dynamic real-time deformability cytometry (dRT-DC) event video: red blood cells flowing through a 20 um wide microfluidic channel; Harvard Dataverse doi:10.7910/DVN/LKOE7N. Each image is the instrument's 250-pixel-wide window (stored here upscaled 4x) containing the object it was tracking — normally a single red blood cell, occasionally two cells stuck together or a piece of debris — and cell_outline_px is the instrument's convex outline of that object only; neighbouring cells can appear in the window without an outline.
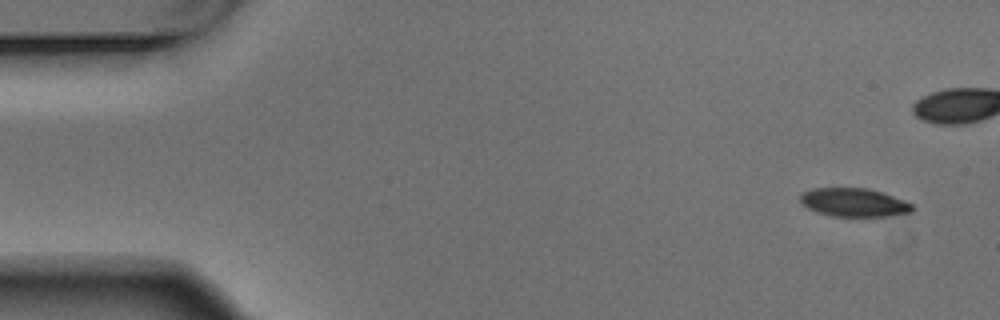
{"species": "Egyptian fruit bat (a non-hibernating species)", "species_latin": "Rousettus aegyptiacus", "temperature_condition": "warm", "stored_images_in_passage": 3, "camera_frame_rate_fps": 3000, "um_per_image_px": 0.085, "animal": {"sex": "male"}, "frame": {"image": 1, "passage_image": 1, "time_ms": 0.0, "image_size_px": [1000, 320], "cell_outline_px": [[916, 208], [912, 212], [892, 216], [832, 216], [816, 212], [808, 208], [800, 200], [800, 196], [804, 192], [812, 188], [868, 188], [904, 200], [912, 204]], "centroid_in_image_um": [72.62, 17.21], "position_along_channel_um": 12.4, "area_um2": 18.55}}
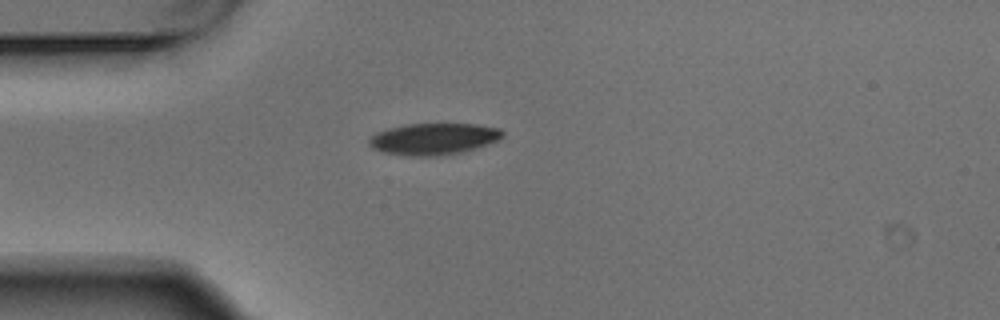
{"frame": {"image": 2, "passage_image": 3, "time_ms": 0.667, "image_size_px": [1000, 320], "cell_outline_px": [[504, 136], [496, 140], [460, 152], [436, 156], [408, 156], [384, 152], [372, 148], [368, 144], [368, 140], [376, 132], [408, 124], [476, 124], [500, 128], [504, 132]], "centroid_in_image_um": [36.83, 11.8], "position_along_channel_um": 48.2, "area_um2": 24.16}}